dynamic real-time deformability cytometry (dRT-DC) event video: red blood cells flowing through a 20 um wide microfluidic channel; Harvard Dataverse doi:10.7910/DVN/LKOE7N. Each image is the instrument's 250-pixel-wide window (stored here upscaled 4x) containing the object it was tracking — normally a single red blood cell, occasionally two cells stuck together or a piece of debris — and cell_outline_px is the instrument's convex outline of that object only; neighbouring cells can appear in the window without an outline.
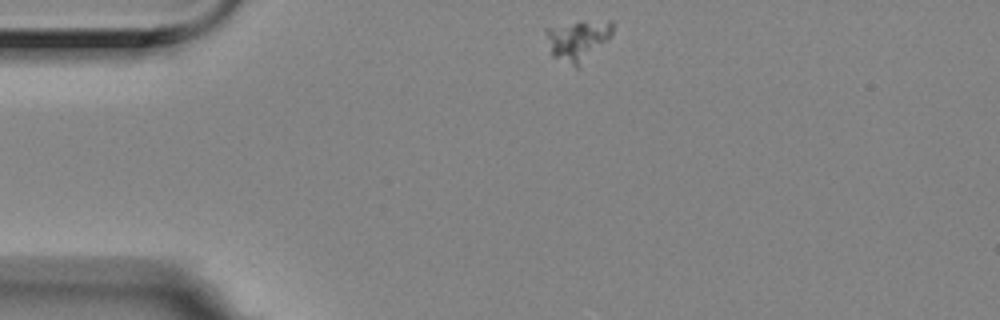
{"species": "Egyptian fruit bat (a non-hibernating species)", "species_latin": "Rousettus aegyptiacus", "temperature_condition": "room temperature", "stored_images_in_passage": 43, "camera_frame_rate_fps": 3000, "um_per_image_px": 0.085, "animal": {"sex": "female"}, "frame": {"image": 1, "passage_image": 1, "time_ms": 0.0, "image_size_px": [1000, 320], "cell_outline_px": [[612, 36], [580, 68], [576, 68], [552, 56], [544, 32], [548, 28], [584, 20], [612, 20]], "centroid_in_image_um": [49.15, 3.44], "position_along_channel_um": 35.9, "area_um2": 16.13}}
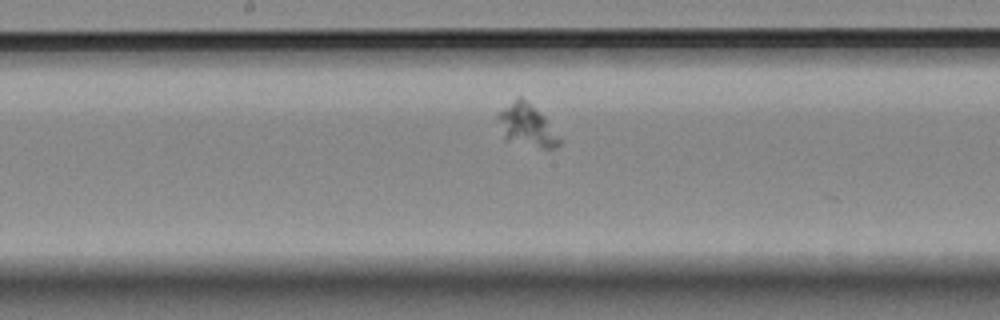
{"frame": {"image": 2, "passage_image": 19, "time_ms": 6.0, "image_size_px": [1000, 320], "cell_outline_px": [[564, 140], [556, 148], [544, 148], [504, 140], [500, 120], [500, 112], [516, 96], [520, 96], [540, 112], [544, 116]], "centroid_in_image_um": [44.86, 10.68], "position_along_channel_um": 203.3, "area_um2": 14.91}}
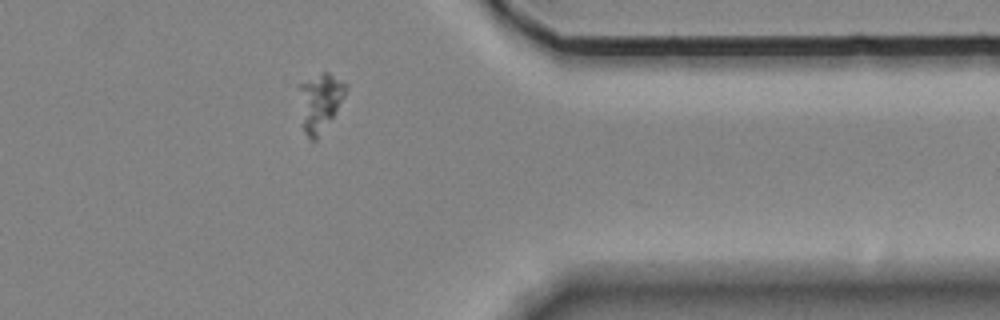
{"frame": {"image": 3, "passage_image": 36, "time_ms": 11.667, "image_size_px": [1000, 320], "cell_outline_px": [[348, 88], [344, 96], [332, 116], [316, 140], [312, 140], [304, 132], [296, 84], [320, 72], [328, 72], [348, 84]], "centroid_in_image_um": [27.15, 8.6], "position_along_channel_um": 384.2, "area_um2": 15.84}}